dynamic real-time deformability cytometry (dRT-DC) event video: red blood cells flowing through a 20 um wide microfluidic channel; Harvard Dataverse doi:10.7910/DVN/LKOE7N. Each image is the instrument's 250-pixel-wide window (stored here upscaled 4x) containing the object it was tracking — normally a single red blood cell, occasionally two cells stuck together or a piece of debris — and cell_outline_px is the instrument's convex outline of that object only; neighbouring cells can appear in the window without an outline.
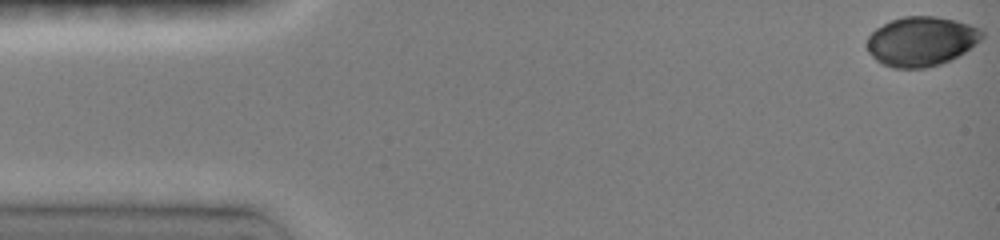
{"species": "common noctule bat (a hibernating species)", "species_latin": "Nyctalus noctula", "temperature_condition": "room temperature", "stored_images_in_passage": 10, "camera_frame_rate_fps": 3000, "um_per_image_px": 0.085, "animal": {"sex": "female", "body_mass_g": 19.0, "forearm_length_mm": 51.5}, "frame": {"image": 1, "passage_image": 1, "time_ms": 0.0, "image_size_px": [1000, 240], "cell_outline_px": [[984, 36], [980, 40], [964, 52], [940, 64], [924, 68], [892, 68], [880, 64], [868, 52], [868, 36], [876, 28], [892, 20], [904, 16], [936, 16], [956, 20], [980, 28], [984, 32]], "centroid_in_image_um": [78.3, 3.51], "position_along_channel_um": 6.7, "area_um2": 33.06}}